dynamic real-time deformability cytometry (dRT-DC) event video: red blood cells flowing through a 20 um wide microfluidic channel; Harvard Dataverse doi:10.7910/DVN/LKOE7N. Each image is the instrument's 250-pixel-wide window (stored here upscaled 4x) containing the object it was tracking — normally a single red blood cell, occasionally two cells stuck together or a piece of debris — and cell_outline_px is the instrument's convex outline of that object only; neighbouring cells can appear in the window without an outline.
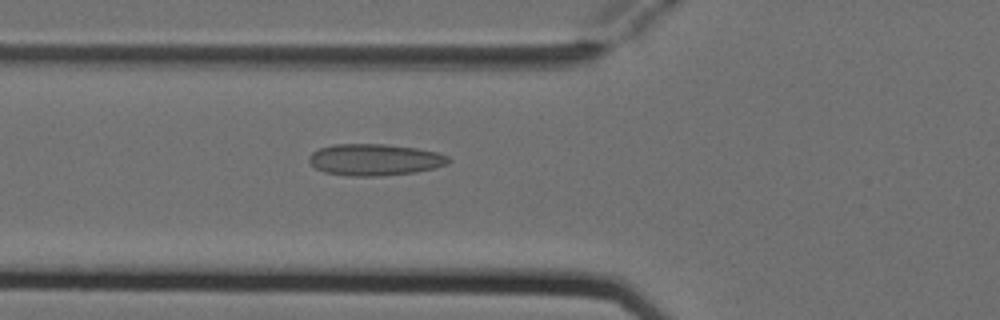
{"species": "Egyptian fruit bat (a non-hibernating species)", "species_latin": "Rousettus aegyptiacus", "temperature_condition": "cold", "stored_images_in_passage": 4, "camera_frame_rate_fps": 3000, "um_per_image_px": 0.085, "animal": {"sex": "female"}, "frame": {"image": 1, "passage_image": 4, "time_ms": 1.0, "image_size_px": [1000, 320], "cell_outline_px": [[452, 160], [448, 164], [416, 172], [380, 176], [348, 176], [324, 172], [316, 168], [308, 160], [308, 156], [312, 152], [320, 148], [332, 144], [384, 144], [416, 148], [436, 152], [448, 156]], "centroid_in_image_um": [31.84, 13.57], "position_along_channel_um": 94.0, "area_um2": 25.72}}